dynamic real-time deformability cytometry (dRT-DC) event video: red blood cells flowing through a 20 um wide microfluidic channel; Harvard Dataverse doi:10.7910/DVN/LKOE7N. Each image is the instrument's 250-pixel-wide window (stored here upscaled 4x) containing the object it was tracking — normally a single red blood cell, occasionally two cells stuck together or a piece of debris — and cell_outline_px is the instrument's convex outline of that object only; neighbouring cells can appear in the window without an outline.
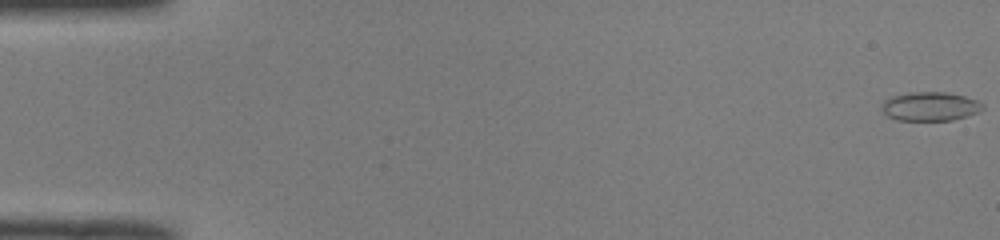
{"species": "common noctule bat (a hibernating species)", "species_latin": "Nyctalus noctula", "temperature_condition": "room temperature", "stored_images_in_passage": 52, "camera_frame_rate_fps": 3000, "um_per_image_px": 0.085, "animal": {"sex": "male", "body_mass_g": 19.0, "forearm_length_mm": 50.8}, "frame": {"image": 1, "passage_image": 1, "time_ms": 0.0, "image_size_px": [1000, 240], "cell_outline_px": [[984, 108], [980, 112], [952, 120], [896, 120], [888, 116], [880, 108], [880, 104], [884, 100], [892, 96], [908, 92], [944, 92], [964, 96], [976, 100], [984, 104]], "centroid_in_image_um": [79.04, 9.04], "position_along_channel_um": 6.0, "area_um2": 17.11}}
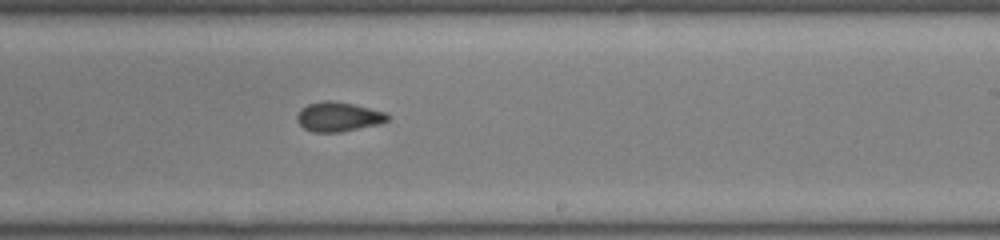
{"frame": {"image": 2, "passage_image": 32, "time_ms": 10.333, "image_size_px": [1000, 240], "cell_outline_px": [[392, 116], [388, 120], [380, 124], [340, 132], [312, 132], [304, 128], [296, 120], [296, 116], [308, 104], [324, 100], [328, 100], [352, 104], [388, 112]], "centroid_in_image_um": [28.82, 9.93], "position_along_channel_um": 260.2, "area_um2": 15.55}}
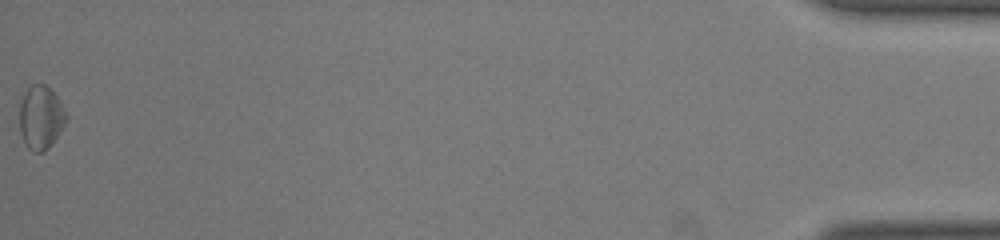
{"frame": {"image": 3, "passage_image": 52, "time_ms": 17.0, "image_size_px": [1000, 240], "cell_outline_px": [[68, 120], [52, 144], [44, 152], [32, 152], [28, 148], [20, 132], [20, 104], [28, 88], [32, 84], [44, 84], [60, 100], [68, 116]], "centroid_in_image_um": [3.5, 10.01], "position_along_channel_um": 431.7, "area_um2": 17.22}, "authors_computed_cell_mechanics": {"area_um2": 16.0106, "velocity_mm_per_s": 4.0185, "shape_relaxation_time_tau1_ms": 4.3907, "shape_relaxation_time_tau2_ms": null, "deformation_change_tau1": 0.0673, "deformation_change_tau2": null}}